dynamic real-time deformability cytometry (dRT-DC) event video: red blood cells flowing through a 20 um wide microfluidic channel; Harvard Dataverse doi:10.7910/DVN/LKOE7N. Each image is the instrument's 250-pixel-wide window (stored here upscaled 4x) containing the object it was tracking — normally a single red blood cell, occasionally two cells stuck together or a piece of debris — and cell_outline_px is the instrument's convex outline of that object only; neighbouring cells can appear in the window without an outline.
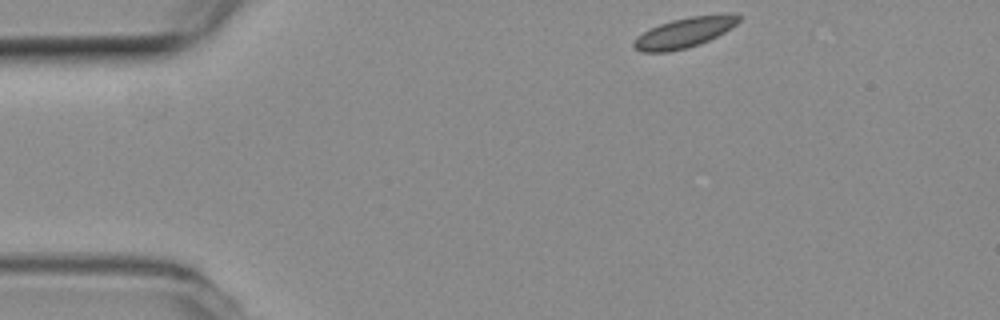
{"species": "common noctule bat (a hibernating species)", "species_latin": "Nyctalus noctula", "temperature_condition": "room temperature", "stored_images_in_passage": 51, "camera_frame_rate_fps": 3000, "um_per_image_px": 0.085, "animal": {"sex": "female", "body_mass_g": 19.3, "forearm_length_mm": 54.1}, "frame": {"image": 1, "passage_image": 1, "time_ms": 0.0, "image_size_px": [1000, 320], "cell_outline_px": [[740, 20], [736, 24], [724, 32], [700, 44], [688, 48], [668, 52], [640, 52], [632, 44], [636, 36], [660, 24], [672, 20], [692, 16], [728, 12], [736, 12], [740, 16]], "centroid_in_image_um": [58.21, 2.75], "position_along_channel_um": 26.8, "area_um2": 18.55}}
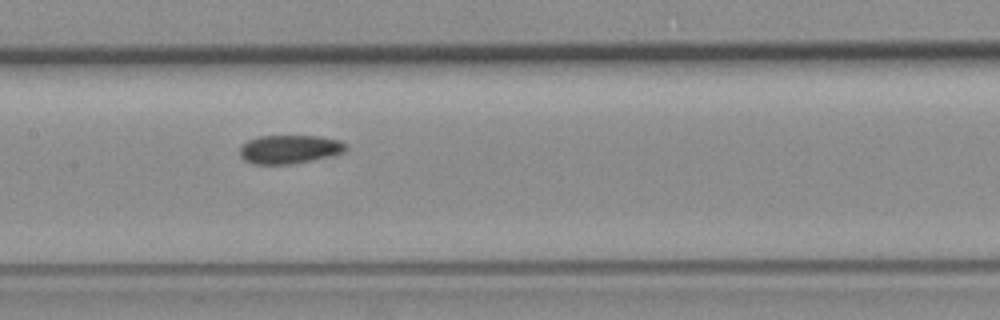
{"frame": {"image": 2, "passage_image": 22, "time_ms": 7.0, "image_size_px": [1000, 320], "cell_outline_px": [[348, 148], [344, 152], [328, 156], [288, 164], [256, 164], [244, 160], [240, 156], [240, 148], [248, 140], [260, 136], [320, 136], [340, 140]], "centroid_in_image_um": [24.59, 12.67], "position_along_channel_um": 182.8, "area_um2": 17.4}}
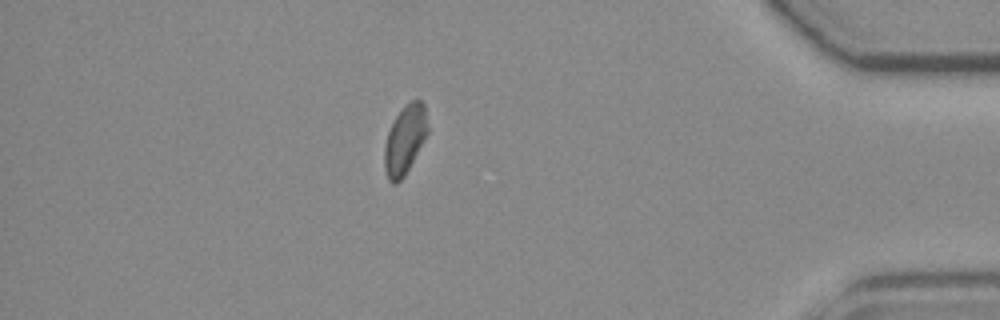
{"frame": {"image": 3, "passage_image": 44, "time_ms": 14.333, "image_size_px": [1000, 320], "cell_outline_px": [[428, 132], [404, 176], [396, 184], [392, 184], [388, 180], [384, 168], [384, 148], [388, 132], [396, 116], [412, 100], [420, 100], [424, 104], [428, 124]], "centroid_in_image_um": [34.41, 11.91], "position_along_channel_um": 400.8, "area_um2": 16.99}}